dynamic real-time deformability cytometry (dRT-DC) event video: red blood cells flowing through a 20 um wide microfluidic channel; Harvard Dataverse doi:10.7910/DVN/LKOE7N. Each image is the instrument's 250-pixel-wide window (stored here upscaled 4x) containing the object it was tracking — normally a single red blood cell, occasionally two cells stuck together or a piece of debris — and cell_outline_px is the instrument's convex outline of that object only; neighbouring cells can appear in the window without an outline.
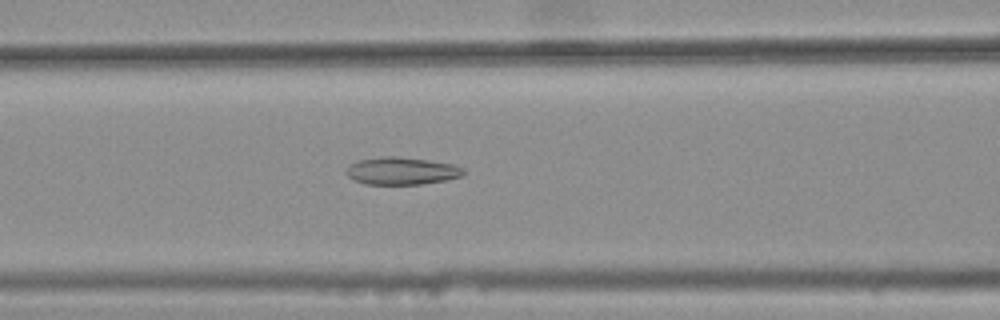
{"species": "common noctule bat (a hibernating species)", "species_latin": "Nyctalus noctula", "temperature_condition": "warm", "stored_images_in_passage": 37, "camera_frame_rate_fps": 3000, "um_per_image_px": 0.085, "animal": {"sex": "female", "body_mass_g": 25.1}, "frame": {"image": 1, "passage_image": 13, "time_ms": 4.0, "image_size_px": [1000, 320], "cell_outline_px": [[464, 176], [448, 180], [420, 184], [364, 184], [348, 176], [344, 172], [356, 160], [380, 156], [400, 156], [452, 164], [464, 168]], "centroid_in_image_um": [34.15, 14.52], "position_along_channel_um": 132.4, "area_um2": 18.84}}
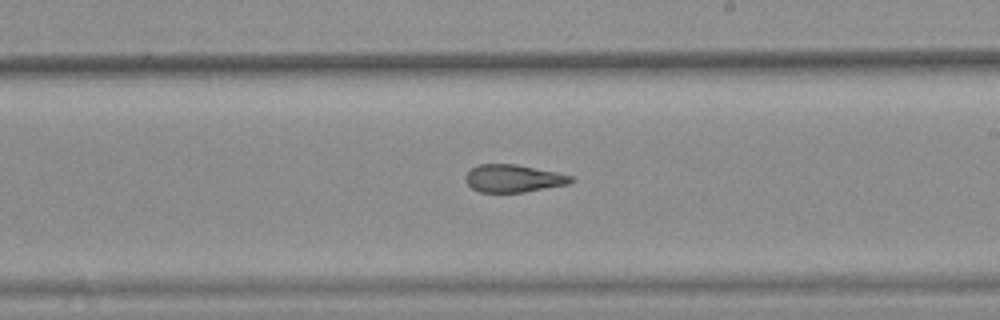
{"frame": {"image": 2, "passage_image": 22, "time_ms": 7.0, "image_size_px": [1000, 320], "cell_outline_px": [[572, 180], [568, 184], [524, 192], [480, 192], [472, 188], [464, 180], [464, 176], [476, 164], [516, 164], [556, 172], [572, 176]], "centroid_in_image_um": [43.59, 15.16], "position_along_channel_um": 245.4, "area_um2": 16.88}}
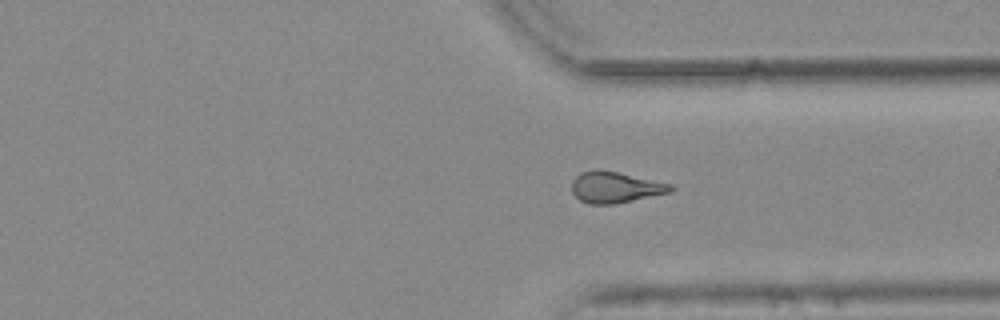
{"frame": {"image": 3, "passage_image": 31, "time_ms": 10.0, "image_size_px": [1000, 320], "cell_outline_px": [[676, 188], [672, 192], [612, 204], [588, 204], [580, 200], [572, 192], [572, 180], [580, 172], [592, 168], [596, 168], [616, 172], [672, 184]], "centroid_in_image_um": [52.28, 15.9], "position_along_channel_um": 359.1, "area_um2": 17.98}, "authors_computed_cell_mechanics": {"area_um2": 17.9758, "velocity_mm_per_s": 3.7708, "shape_relaxation_time_tau1_ms": null, "shape_relaxation_time_tau2_ms": 3.4076, "deformation_change_tau1": null, "deformation_change_tau2": 0.1315}}